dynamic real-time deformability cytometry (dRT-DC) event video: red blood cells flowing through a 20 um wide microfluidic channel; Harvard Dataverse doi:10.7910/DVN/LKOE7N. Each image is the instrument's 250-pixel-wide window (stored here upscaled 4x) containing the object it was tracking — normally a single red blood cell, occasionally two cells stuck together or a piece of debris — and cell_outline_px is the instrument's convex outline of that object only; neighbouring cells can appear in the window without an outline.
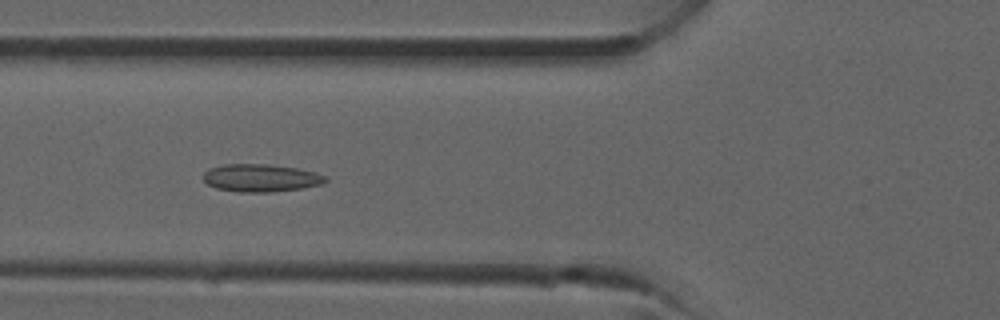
{"species": "common noctule bat (a hibernating species)", "species_latin": "Nyctalus noctula", "temperature_condition": "room temperature", "stored_images_in_passage": 33, "camera_frame_rate_fps": 3000, "um_per_image_px": 0.085, "animal": {"sex": "male", "forearm_length_mm": 52.5}, "frame": {"image": 1, "passage_image": 10, "time_ms": 3.0, "image_size_px": [1000, 320], "cell_outline_px": [[328, 180], [324, 184], [300, 188], [272, 192], [236, 192], [216, 188], [208, 184], [204, 180], [204, 172], [212, 168], [224, 164], [268, 164], [296, 168], [316, 172], [328, 176]], "centroid_in_image_um": [22.22, 15.13], "position_along_channel_um": 103.6, "area_um2": 19.77}}
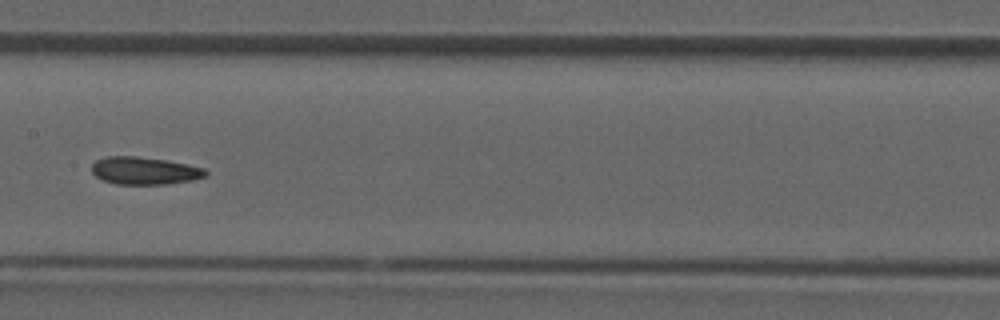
{"frame": {"image": 2, "passage_image": 15, "time_ms": 4.667, "image_size_px": [1000, 320], "cell_outline_px": [[208, 176], [192, 180], [168, 184], [116, 184], [104, 180], [96, 176], [92, 172], [92, 164], [96, 160], [104, 156], [136, 156], [168, 160], [188, 164], [204, 168], [208, 172]], "centroid_in_image_um": [12.31, 14.5], "position_along_channel_um": 195.1, "area_um2": 18.44}}
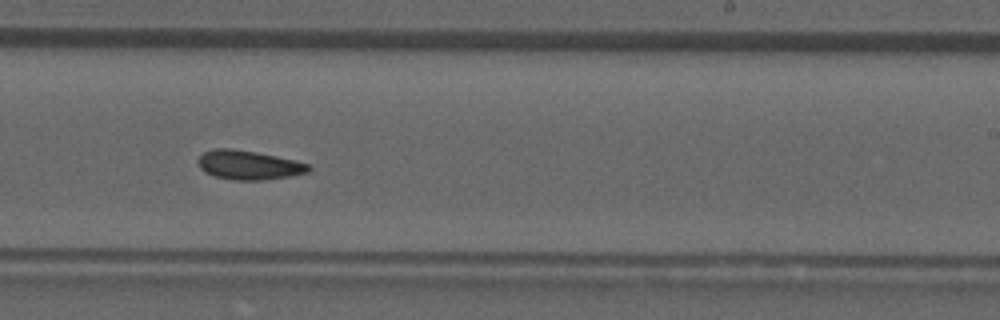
{"frame": {"image": 3, "passage_image": 19, "time_ms": 6.0, "image_size_px": [1000, 320], "cell_outline_px": [[312, 168], [308, 172], [288, 176], [264, 180], [232, 180], [216, 176], [204, 172], [200, 168], [196, 160], [204, 152], [212, 148], [232, 148], [256, 152], [296, 160], [308, 164]], "centroid_in_image_um": [21.11, 14.02], "position_along_channel_um": 267.9, "area_um2": 18.84}}